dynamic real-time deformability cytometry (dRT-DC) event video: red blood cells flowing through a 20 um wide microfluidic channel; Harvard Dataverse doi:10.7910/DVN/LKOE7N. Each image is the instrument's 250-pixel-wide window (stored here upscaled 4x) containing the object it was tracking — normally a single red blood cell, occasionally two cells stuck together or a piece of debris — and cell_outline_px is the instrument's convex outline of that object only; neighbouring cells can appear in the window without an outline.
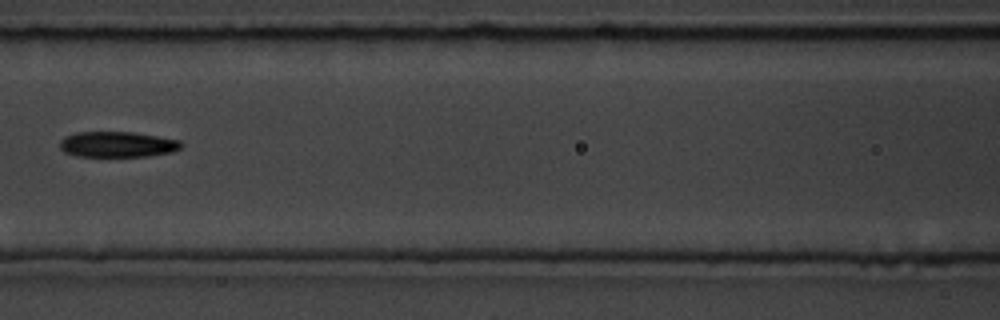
{"species": "common noctule bat (a hibernating species)", "species_latin": "Nyctalus noctula", "temperature_condition": "room temperature", "stored_images_in_passage": 15, "camera_frame_rate_fps": 3000, "um_per_image_px": 0.085, "animal": {"sex": "male", "body_mass_g": 19.5, "forearm_length_mm": 54.6}, "frame": {"image": 1, "passage_image": 7, "time_ms": 2.0, "image_size_px": [1000, 320], "cell_outline_px": [[184, 144], [180, 148], [172, 152], [148, 156], [76, 156], [64, 152], [60, 148], [60, 140], [64, 136], [76, 132], [132, 132], [180, 140]], "centroid_in_image_um": [9.96, 12.27], "position_along_channel_um": 156.6, "area_um2": 18.15}}